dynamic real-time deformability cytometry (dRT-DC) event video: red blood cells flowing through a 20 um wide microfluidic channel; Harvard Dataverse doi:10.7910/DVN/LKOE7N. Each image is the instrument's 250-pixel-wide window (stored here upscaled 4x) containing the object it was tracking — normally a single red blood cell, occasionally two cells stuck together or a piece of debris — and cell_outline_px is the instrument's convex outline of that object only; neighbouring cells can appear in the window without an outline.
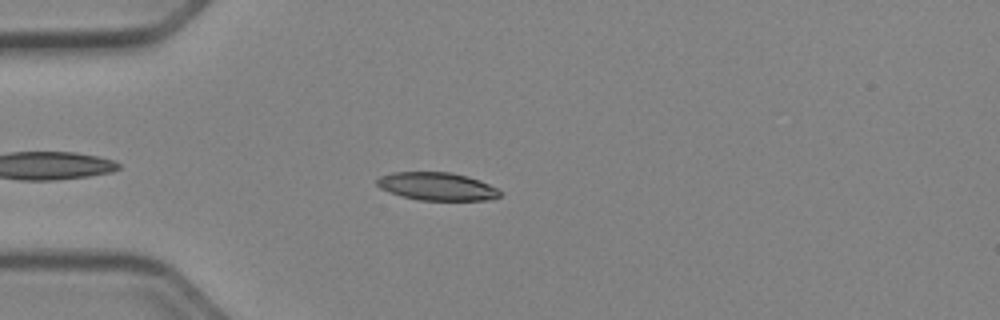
{"species": "Egyptian fruit bat (a non-hibernating species)", "species_latin": "Rousettus aegyptiacus", "temperature_condition": "cold", "stored_images_in_passage": 43, "camera_frame_rate_fps": 3000, "um_per_image_px": 0.085, "animal": {"sex": "female"}, "frame": {"image": 1, "passage_image": 6, "time_ms": 1.667, "image_size_px": [1000, 320], "cell_outline_px": [[504, 192], [500, 196], [492, 200], [420, 200], [388, 192], [380, 188], [376, 184], [376, 180], [380, 176], [392, 172], [452, 172], [468, 176], [480, 180]], "centroid_in_image_um": [37.17, 15.84], "position_along_channel_um": 47.8, "area_um2": 20.17}}
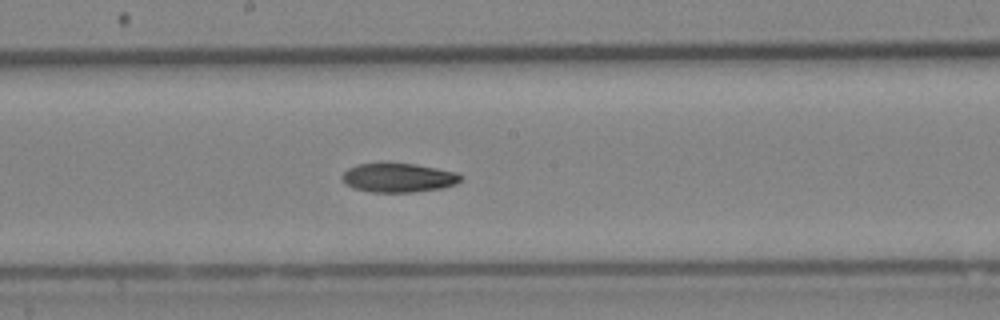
{"frame": {"image": 2, "passage_image": 20, "time_ms": 6.333, "image_size_px": [1000, 320], "cell_outline_px": [[460, 180], [456, 184], [440, 188], [412, 192], [372, 192], [352, 188], [344, 184], [340, 176], [348, 168], [356, 164], [416, 164], [456, 172], [460, 176]], "centroid_in_image_um": [33.8, 15.11], "position_along_channel_um": 214.4, "area_um2": 19.88}}
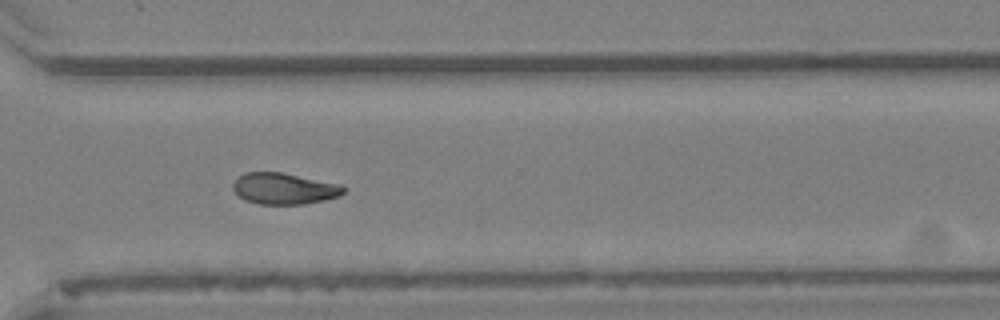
{"frame": {"image": 3, "passage_image": 30, "time_ms": 9.667, "image_size_px": [1000, 320], "cell_outline_px": [[344, 192], [340, 196], [324, 200], [304, 204], [260, 204], [244, 200], [232, 188], [232, 184], [244, 172], [280, 172], [340, 184], [344, 188]], "centroid_in_image_um": [24.14, 16.03], "position_along_channel_um": 346.5, "area_um2": 20.0}, "authors_computed_cell_mechanics": {"area_um2": 20.23, "velocity_mm_per_s": 3.9484, "shape_relaxation_time_tau1_ms": 9.1594, "shape_relaxation_time_tau2_ms": null, "deformation_change_tau1": 0.1784, "deformation_change_tau2": null}}